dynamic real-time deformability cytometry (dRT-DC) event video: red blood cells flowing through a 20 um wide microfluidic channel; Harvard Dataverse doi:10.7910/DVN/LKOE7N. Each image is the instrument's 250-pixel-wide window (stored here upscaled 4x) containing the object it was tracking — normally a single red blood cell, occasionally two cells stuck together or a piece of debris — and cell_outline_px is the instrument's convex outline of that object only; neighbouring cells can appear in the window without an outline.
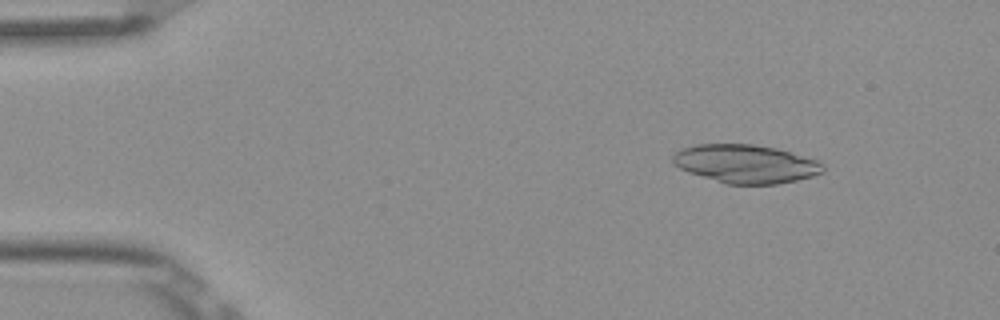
{"species": "Egyptian fruit bat (a non-hibernating species)", "species_latin": "Rousettus aegyptiacus", "temperature_condition": "room temperature", "stored_images_in_passage": 6, "camera_frame_rate_fps": 3000, "um_per_image_px": 0.085, "frame": {"image": 1, "passage_image": 2, "time_ms": 0.333, "image_size_px": [1000, 320], "cell_outline_px": [[824, 172], [812, 176], [796, 180], [776, 184], [724, 184], [688, 172], [680, 168], [672, 160], [672, 156], [680, 148], [696, 144], [752, 144], [776, 148], [816, 160], [824, 164]], "centroid_in_image_um": [63.36, 13.93], "position_along_channel_um": 21.6, "area_um2": 33.58}}